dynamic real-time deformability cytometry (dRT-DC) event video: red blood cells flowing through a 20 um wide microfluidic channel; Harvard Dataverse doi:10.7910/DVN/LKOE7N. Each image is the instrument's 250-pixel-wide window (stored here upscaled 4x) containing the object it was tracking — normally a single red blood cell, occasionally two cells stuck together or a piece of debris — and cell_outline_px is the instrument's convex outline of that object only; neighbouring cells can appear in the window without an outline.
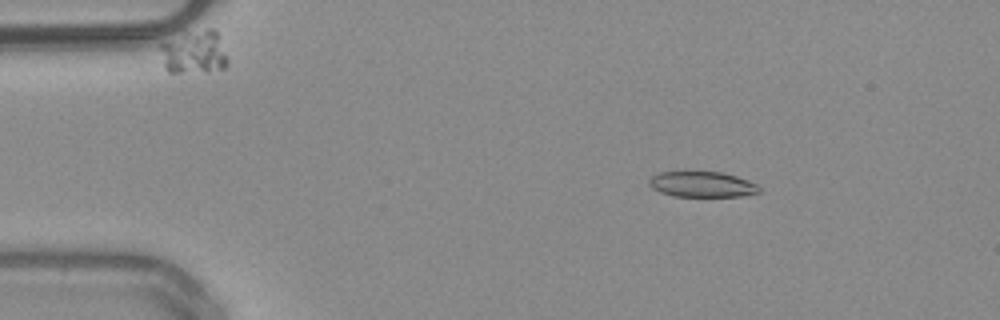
{"species": "common noctule bat (a hibernating species)", "species_latin": "Nyctalus noctula", "temperature_condition": "warm", "stored_images_in_passage": 50, "camera_frame_rate_fps": 3000, "um_per_image_px": 0.085, "animal": {"sex": "male", "body_mass_g": 20.4}, "frame": {"image": 1, "passage_image": 8, "time_ms": 2.333, "image_size_px": [1000, 320], "cell_outline_px": [[760, 192], [740, 196], [672, 196], [660, 192], [652, 188], [648, 184], [648, 180], [652, 176], [660, 172], [684, 168], [720, 172], [736, 176], [748, 180], [756, 184], [760, 188]], "centroid_in_image_um": [59.59, 15.61], "position_along_channel_um": 25.4, "area_um2": 17.17}}
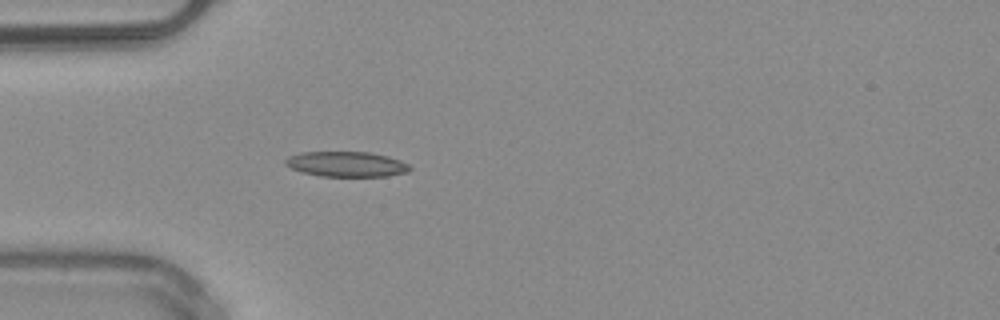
{"frame": {"image": 2, "passage_image": 15, "time_ms": 4.667, "image_size_px": [1000, 320], "cell_outline_px": [[412, 168], [408, 172], [388, 176], [320, 176], [304, 172], [292, 168], [284, 164], [284, 160], [288, 156], [300, 152], [368, 152], [388, 156], [400, 160], [408, 164]], "centroid_in_image_um": [29.45, 13.95], "position_along_channel_um": 55.5, "area_um2": 18.26}}